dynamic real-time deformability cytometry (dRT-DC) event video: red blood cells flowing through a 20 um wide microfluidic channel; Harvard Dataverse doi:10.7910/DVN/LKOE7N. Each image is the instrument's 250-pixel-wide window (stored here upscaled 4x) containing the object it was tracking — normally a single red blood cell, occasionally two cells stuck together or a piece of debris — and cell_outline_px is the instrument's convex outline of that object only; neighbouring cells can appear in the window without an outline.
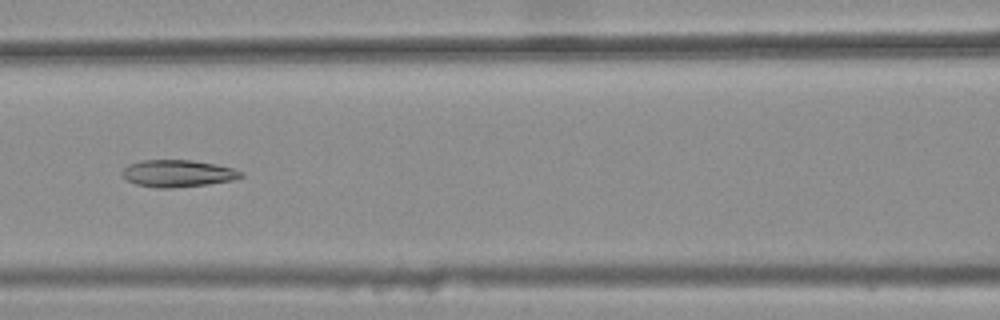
{"species": "common noctule bat (a hibernating species)", "species_latin": "Nyctalus noctula", "temperature_condition": "warm", "stored_images_in_passage": 34, "camera_frame_rate_fps": 3000, "um_per_image_px": 0.085, "animal": {"sex": "female", "body_mass_g": 25.1}, "frame": {"image": 1, "passage_image": 12, "time_ms": 3.667, "image_size_px": [1000, 320], "cell_outline_px": [[244, 176], [232, 180], [208, 184], [172, 188], [156, 188], [136, 184], [128, 180], [120, 172], [128, 164], [144, 160], [192, 160], [216, 164], [232, 168], [244, 172]], "centroid_in_image_um": [15.12, 14.74], "position_along_channel_um": 151.5, "area_um2": 18.73}}
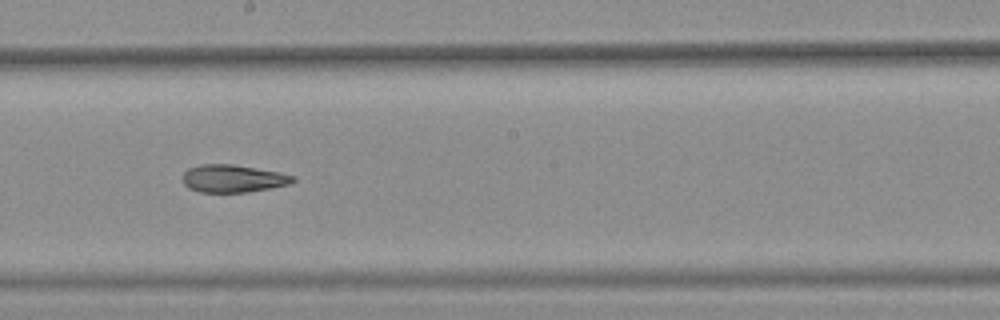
{"frame": {"image": 2, "passage_image": 18, "time_ms": 5.667, "image_size_px": [1000, 320], "cell_outline_px": [[296, 180], [288, 184], [268, 188], [244, 192], [200, 192], [188, 188], [184, 184], [184, 172], [188, 168], [200, 164], [232, 164], [280, 172], [296, 176]], "centroid_in_image_um": [19.8, 15.16], "position_along_channel_um": 228.4, "area_um2": 17.63}}
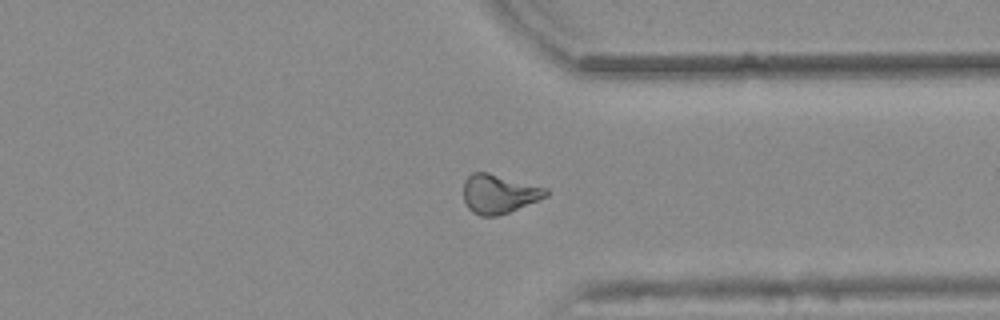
{"frame": {"image": 3, "passage_image": 29, "time_ms": 9.333, "image_size_px": [1000, 320], "cell_outline_px": [[548, 196], [508, 212], [496, 216], [480, 216], [472, 212], [468, 208], [464, 200], [464, 180], [472, 172], [488, 172], [548, 188]], "centroid_in_image_um": [42.4, 16.47], "position_along_channel_um": 369.0, "area_um2": 18.73}, "authors_computed_cell_mechanics": {"area_um2": 18.4093, "velocity_mm_per_s": 3.8613, "shape_relaxation_time_tau1_ms": null, "shape_relaxation_time_tau2_ms": 4.0083, "deformation_change_tau1": null, "deformation_change_tau2": 0.1161}}